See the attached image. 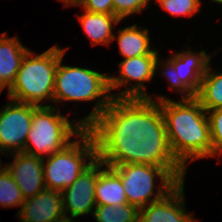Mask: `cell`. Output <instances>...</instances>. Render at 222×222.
I'll list each match as a JSON object with an SVG mask.
<instances>
[{
  "label": "cell",
  "mask_w": 222,
  "mask_h": 222,
  "mask_svg": "<svg viewBox=\"0 0 222 222\" xmlns=\"http://www.w3.org/2000/svg\"><path fill=\"white\" fill-rule=\"evenodd\" d=\"M89 129L98 158L106 166L151 164L184 181L187 170L171 152L160 104L154 98L113 99Z\"/></svg>",
  "instance_id": "6da1fadb"
},
{
  "label": "cell",
  "mask_w": 222,
  "mask_h": 222,
  "mask_svg": "<svg viewBox=\"0 0 222 222\" xmlns=\"http://www.w3.org/2000/svg\"><path fill=\"white\" fill-rule=\"evenodd\" d=\"M172 154L187 170L188 161L212 157L210 124L207 111L194 97L171 100L158 95Z\"/></svg>",
  "instance_id": "7a4b0ae2"
},
{
  "label": "cell",
  "mask_w": 222,
  "mask_h": 222,
  "mask_svg": "<svg viewBox=\"0 0 222 222\" xmlns=\"http://www.w3.org/2000/svg\"><path fill=\"white\" fill-rule=\"evenodd\" d=\"M64 55L60 56L55 73L53 102H92L99 98L92 111L79 120L85 128H89L114 99L109 88V75L94 69L62 65Z\"/></svg>",
  "instance_id": "3957f363"
},
{
  "label": "cell",
  "mask_w": 222,
  "mask_h": 222,
  "mask_svg": "<svg viewBox=\"0 0 222 222\" xmlns=\"http://www.w3.org/2000/svg\"><path fill=\"white\" fill-rule=\"evenodd\" d=\"M56 45L45 52L35 55L29 50L23 58L15 81L7 89L9 99L39 106L43 101L53 102L55 73L59 58L66 53Z\"/></svg>",
  "instance_id": "277c9868"
},
{
  "label": "cell",
  "mask_w": 222,
  "mask_h": 222,
  "mask_svg": "<svg viewBox=\"0 0 222 222\" xmlns=\"http://www.w3.org/2000/svg\"><path fill=\"white\" fill-rule=\"evenodd\" d=\"M56 109L53 105L39 106L33 110L24 153L44 159L65 148L73 137L77 139L85 129L79 120L71 122L68 116L61 115Z\"/></svg>",
  "instance_id": "5b68a950"
},
{
  "label": "cell",
  "mask_w": 222,
  "mask_h": 222,
  "mask_svg": "<svg viewBox=\"0 0 222 222\" xmlns=\"http://www.w3.org/2000/svg\"><path fill=\"white\" fill-rule=\"evenodd\" d=\"M78 137L62 150L43 159L46 189L63 192L98 158L92 131L85 128Z\"/></svg>",
  "instance_id": "8992f818"
},
{
  "label": "cell",
  "mask_w": 222,
  "mask_h": 222,
  "mask_svg": "<svg viewBox=\"0 0 222 222\" xmlns=\"http://www.w3.org/2000/svg\"><path fill=\"white\" fill-rule=\"evenodd\" d=\"M110 168L121 178L128 203L138 210L162 199L179 183L164 167L151 164H122ZM158 177L162 185L154 191Z\"/></svg>",
  "instance_id": "52a82bcc"
},
{
  "label": "cell",
  "mask_w": 222,
  "mask_h": 222,
  "mask_svg": "<svg viewBox=\"0 0 222 222\" xmlns=\"http://www.w3.org/2000/svg\"><path fill=\"white\" fill-rule=\"evenodd\" d=\"M158 55H141L128 59H123L119 63V76L109 75V88L114 91L118 88L125 87L121 92L112 94L114 99H150L152 96L146 92L145 82L152 80L157 75L155 70ZM137 81L132 86L130 81ZM129 84V85H128Z\"/></svg>",
  "instance_id": "ba28073f"
},
{
  "label": "cell",
  "mask_w": 222,
  "mask_h": 222,
  "mask_svg": "<svg viewBox=\"0 0 222 222\" xmlns=\"http://www.w3.org/2000/svg\"><path fill=\"white\" fill-rule=\"evenodd\" d=\"M36 107L10 99L0 110V154L24 152Z\"/></svg>",
  "instance_id": "9c48e42d"
},
{
  "label": "cell",
  "mask_w": 222,
  "mask_h": 222,
  "mask_svg": "<svg viewBox=\"0 0 222 222\" xmlns=\"http://www.w3.org/2000/svg\"><path fill=\"white\" fill-rule=\"evenodd\" d=\"M99 176V158L84 170L78 178L62 192L63 211L67 222H76L73 218L93 215L97 206L95 187ZM70 213L68 215L67 213Z\"/></svg>",
  "instance_id": "30bf717a"
},
{
  "label": "cell",
  "mask_w": 222,
  "mask_h": 222,
  "mask_svg": "<svg viewBox=\"0 0 222 222\" xmlns=\"http://www.w3.org/2000/svg\"><path fill=\"white\" fill-rule=\"evenodd\" d=\"M184 181L179 182L162 199L139 210L138 222H196L184 206Z\"/></svg>",
  "instance_id": "8fae6325"
},
{
  "label": "cell",
  "mask_w": 222,
  "mask_h": 222,
  "mask_svg": "<svg viewBox=\"0 0 222 222\" xmlns=\"http://www.w3.org/2000/svg\"><path fill=\"white\" fill-rule=\"evenodd\" d=\"M20 222H67L63 211L62 192L44 189L24 200L16 216Z\"/></svg>",
  "instance_id": "7c38bea8"
},
{
  "label": "cell",
  "mask_w": 222,
  "mask_h": 222,
  "mask_svg": "<svg viewBox=\"0 0 222 222\" xmlns=\"http://www.w3.org/2000/svg\"><path fill=\"white\" fill-rule=\"evenodd\" d=\"M11 163L5 165L24 199L30 198L45 189L43 159L19 152L14 153Z\"/></svg>",
  "instance_id": "4fadbf2b"
},
{
  "label": "cell",
  "mask_w": 222,
  "mask_h": 222,
  "mask_svg": "<svg viewBox=\"0 0 222 222\" xmlns=\"http://www.w3.org/2000/svg\"><path fill=\"white\" fill-rule=\"evenodd\" d=\"M210 58L211 56L205 50L193 52L185 49L180 53L176 52L167 60L176 69L180 81L196 95L211 60Z\"/></svg>",
  "instance_id": "5bb4252c"
},
{
  "label": "cell",
  "mask_w": 222,
  "mask_h": 222,
  "mask_svg": "<svg viewBox=\"0 0 222 222\" xmlns=\"http://www.w3.org/2000/svg\"><path fill=\"white\" fill-rule=\"evenodd\" d=\"M7 32L0 34V89H9L15 81L23 58L29 49L23 46L18 37H7Z\"/></svg>",
  "instance_id": "9a60e30c"
},
{
  "label": "cell",
  "mask_w": 222,
  "mask_h": 222,
  "mask_svg": "<svg viewBox=\"0 0 222 222\" xmlns=\"http://www.w3.org/2000/svg\"><path fill=\"white\" fill-rule=\"evenodd\" d=\"M149 32L147 28L133 24L119 29L118 36L114 34L113 40L118 39V49L124 59L141 55H158V50L151 49Z\"/></svg>",
  "instance_id": "2e32d148"
},
{
  "label": "cell",
  "mask_w": 222,
  "mask_h": 222,
  "mask_svg": "<svg viewBox=\"0 0 222 222\" xmlns=\"http://www.w3.org/2000/svg\"><path fill=\"white\" fill-rule=\"evenodd\" d=\"M103 168V169H101ZM96 205L128 203L121 178L99 159V176L95 187Z\"/></svg>",
  "instance_id": "e0dca14e"
},
{
  "label": "cell",
  "mask_w": 222,
  "mask_h": 222,
  "mask_svg": "<svg viewBox=\"0 0 222 222\" xmlns=\"http://www.w3.org/2000/svg\"><path fill=\"white\" fill-rule=\"evenodd\" d=\"M78 18L92 45L110 44L114 37L113 25L121 22L114 14L92 13L85 10Z\"/></svg>",
  "instance_id": "ac0fdd59"
},
{
  "label": "cell",
  "mask_w": 222,
  "mask_h": 222,
  "mask_svg": "<svg viewBox=\"0 0 222 222\" xmlns=\"http://www.w3.org/2000/svg\"><path fill=\"white\" fill-rule=\"evenodd\" d=\"M210 64L211 61L195 95L206 111L222 108V73L211 70Z\"/></svg>",
  "instance_id": "d6986e66"
},
{
  "label": "cell",
  "mask_w": 222,
  "mask_h": 222,
  "mask_svg": "<svg viewBox=\"0 0 222 222\" xmlns=\"http://www.w3.org/2000/svg\"><path fill=\"white\" fill-rule=\"evenodd\" d=\"M93 216L96 222H138L139 210L129 203L113 205H97Z\"/></svg>",
  "instance_id": "ffe728a7"
},
{
  "label": "cell",
  "mask_w": 222,
  "mask_h": 222,
  "mask_svg": "<svg viewBox=\"0 0 222 222\" xmlns=\"http://www.w3.org/2000/svg\"><path fill=\"white\" fill-rule=\"evenodd\" d=\"M22 191L12 178L10 172L3 165L0 167V206L17 207L24 202Z\"/></svg>",
  "instance_id": "44dd1931"
},
{
  "label": "cell",
  "mask_w": 222,
  "mask_h": 222,
  "mask_svg": "<svg viewBox=\"0 0 222 222\" xmlns=\"http://www.w3.org/2000/svg\"><path fill=\"white\" fill-rule=\"evenodd\" d=\"M171 16H189L200 12L201 0H156Z\"/></svg>",
  "instance_id": "7402d4cb"
},
{
  "label": "cell",
  "mask_w": 222,
  "mask_h": 222,
  "mask_svg": "<svg viewBox=\"0 0 222 222\" xmlns=\"http://www.w3.org/2000/svg\"><path fill=\"white\" fill-rule=\"evenodd\" d=\"M163 62V63H162ZM160 62V59L158 58L155 63V70L161 69V64H163V69L160 71L162 72L160 75L167 77L169 86L171 90L177 91L179 94H184L182 99H192L195 97V95L180 81V78H178L177 71L174 68V66L167 60H162ZM165 62V63H164ZM160 66V67H159Z\"/></svg>",
  "instance_id": "603a6c76"
},
{
  "label": "cell",
  "mask_w": 222,
  "mask_h": 222,
  "mask_svg": "<svg viewBox=\"0 0 222 222\" xmlns=\"http://www.w3.org/2000/svg\"><path fill=\"white\" fill-rule=\"evenodd\" d=\"M210 124L212 157L222 153V108L207 111Z\"/></svg>",
  "instance_id": "cb8c5ba5"
},
{
  "label": "cell",
  "mask_w": 222,
  "mask_h": 222,
  "mask_svg": "<svg viewBox=\"0 0 222 222\" xmlns=\"http://www.w3.org/2000/svg\"><path fill=\"white\" fill-rule=\"evenodd\" d=\"M151 0H113L114 15L121 21L127 16L141 13Z\"/></svg>",
  "instance_id": "d4e9b609"
},
{
  "label": "cell",
  "mask_w": 222,
  "mask_h": 222,
  "mask_svg": "<svg viewBox=\"0 0 222 222\" xmlns=\"http://www.w3.org/2000/svg\"><path fill=\"white\" fill-rule=\"evenodd\" d=\"M68 6H82L85 11L92 13L114 14L113 0H78Z\"/></svg>",
  "instance_id": "484cf974"
},
{
  "label": "cell",
  "mask_w": 222,
  "mask_h": 222,
  "mask_svg": "<svg viewBox=\"0 0 222 222\" xmlns=\"http://www.w3.org/2000/svg\"><path fill=\"white\" fill-rule=\"evenodd\" d=\"M61 2H64V7L72 4V3H76L78 0H60Z\"/></svg>",
  "instance_id": "4316f807"
},
{
  "label": "cell",
  "mask_w": 222,
  "mask_h": 222,
  "mask_svg": "<svg viewBox=\"0 0 222 222\" xmlns=\"http://www.w3.org/2000/svg\"><path fill=\"white\" fill-rule=\"evenodd\" d=\"M212 2H215V3H220V4H222V0H211Z\"/></svg>",
  "instance_id": "83f0119b"
}]
</instances>
